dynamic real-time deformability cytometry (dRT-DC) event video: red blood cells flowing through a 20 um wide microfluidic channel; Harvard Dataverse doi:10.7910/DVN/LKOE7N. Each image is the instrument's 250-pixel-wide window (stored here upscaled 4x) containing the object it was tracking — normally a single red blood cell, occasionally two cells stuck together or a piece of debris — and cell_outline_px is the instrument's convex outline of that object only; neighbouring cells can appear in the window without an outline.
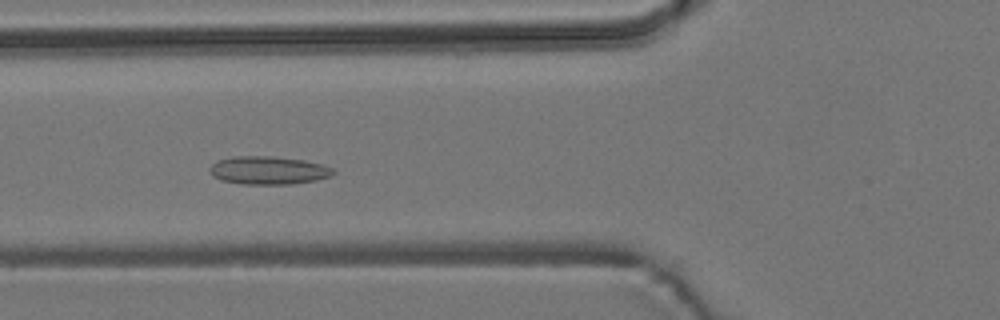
{"species": "common noctule bat (a hibernating species)", "species_latin": "Nyctalus noctula", "temperature_condition": "room temperature", "stored_images_in_passage": 47, "camera_frame_rate_fps": 3000, "um_per_image_px": 0.085, "animal": {"sex": "male", "body_mass_g": 19.2, "forearm_length_mm": 51.8}, "frame": {"image": 1, "passage_image": 13, "time_ms": 4.0, "image_size_px": [1000, 320], "cell_outline_px": [[336, 172], [332, 176], [316, 180], [292, 184], [240, 184], [220, 180], [212, 176], [208, 168], [216, 160], [232, 156], [272, 156], [304, 160], [324, 164], [332, 168]], "centroid_in_image_um": [22.8, 14.47], "position_along_channel_um": 103.0, "area_um2": 20.58}}
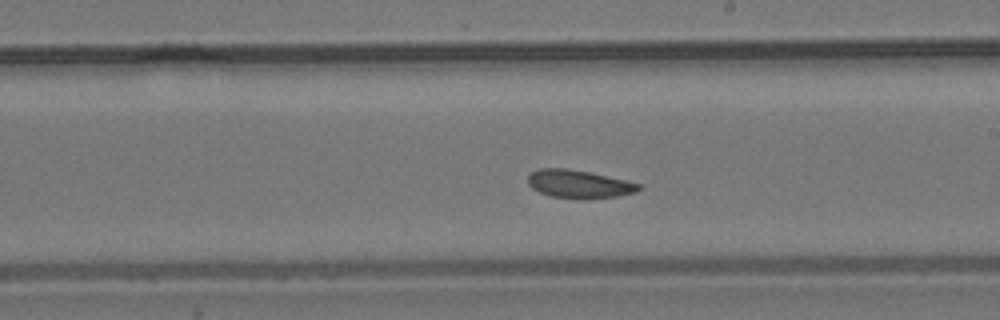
{"frame": {"image": 2, "passage_image": 24, "time_ms": 7.667, "image_size_px": [1000, 320], "cell_outline_px": [[640, 188], [636, 192], [616, 196], [552, 196], [540, 192], [532, 188], [528, 184], [528, 176], [532, 172], [540, 168], [564, 168], [588, 172], [628, 180], [640, 184]], "centroid_in_image_um": [49.19, 15.59], "position_along_channel_um": 239.8, "area_um2": 17.22}}
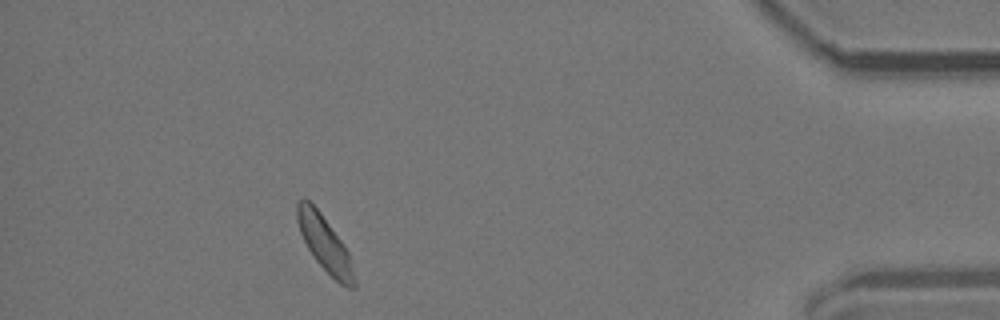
{"frame": {"image": 3, "passage_image": 42, "time_ms": 13.667, "image_size_px": [1000, 320], "cell_outline_px": [[356, 288], [348, 288], [340, 284], [316, 260], [308, 248], [300, 232], [296, 220], [296, 204], [304, 196], [320, 212], [340, 240], [348, 252], [356, 280]], "centroid_in_image_um": [27.59, 20.71], "position_along_channel_um": 407.6, "area_um2": 18.03}, "authors_computed_cell_mechanics": {"area_um2": 18.3226, "velocity_mm_per_s": 3.7308, "shape_relaxation_time_tau1_ms": null, "shape_relaxation_time_tau2_ms": 6.1537, "deformation_change_tau1": null, "deformation_change_tau2": 0.1168}}